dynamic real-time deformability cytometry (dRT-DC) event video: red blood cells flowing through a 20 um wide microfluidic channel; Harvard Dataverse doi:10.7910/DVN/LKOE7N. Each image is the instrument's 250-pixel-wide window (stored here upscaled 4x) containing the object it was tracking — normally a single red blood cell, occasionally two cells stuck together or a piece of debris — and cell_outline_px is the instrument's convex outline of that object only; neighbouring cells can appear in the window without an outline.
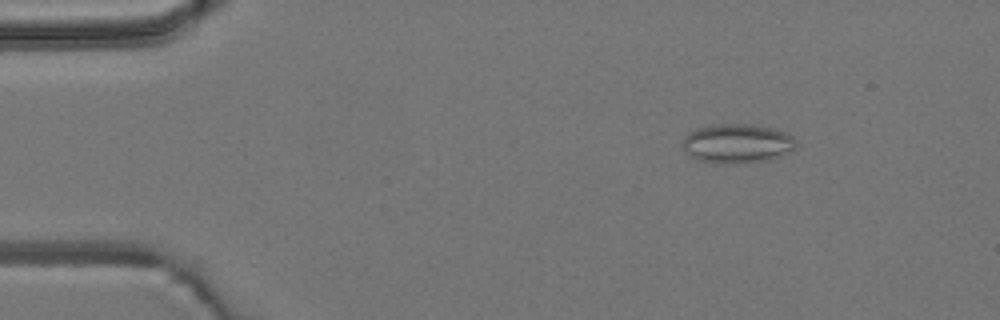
{"species": "common noctule bat (a hibernating species)", "species_latin": "Nyctalus noctula", "temperature_condition": "room temperature", "stored_images_in_passage": 6, "camera_frame_rate_fps": 3000, "um_per_image_px": 0.085, "animal": {"sex": "male", "body_mass_g": 19.2, "forearm_length_mm": 51.8}, "frame": {"image": 1, "passage_image": 2, "time_ms": 1.333, "image_size_px": [1000, 320], "cell_outline_px": [[796, 148], [780, 156], [768, 160], [744, 164], [720, 164], [700, 160], [688, 156], [684, 152], [684, 136], [688, 132], [696, 128], [712, 124], [748, 124], [768, 128], [784, 132], [792, 136], [796, 140]], "centroid_in_image_um": [62.63, 12.22], "position_along_channel_um": 22.4, "area_um2": 26.18}}